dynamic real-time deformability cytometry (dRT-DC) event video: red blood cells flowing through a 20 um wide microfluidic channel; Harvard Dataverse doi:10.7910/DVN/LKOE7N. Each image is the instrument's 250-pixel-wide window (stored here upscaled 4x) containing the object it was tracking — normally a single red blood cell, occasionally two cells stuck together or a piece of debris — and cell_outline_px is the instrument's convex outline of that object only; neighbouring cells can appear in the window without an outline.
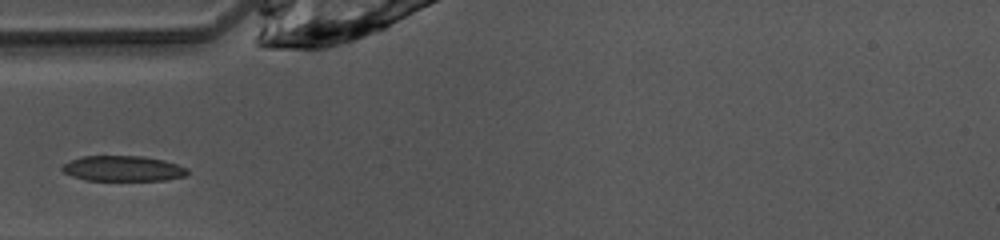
{"species": "common noctule bat (a hibernating species)", "species_latin": "Nyctalus noctula", "temperature_condition": "warm", "stored_images_in_passage": 7, "camera_frame_rate_fps": 3000, "um_per_image_px": 0.085, "animal": {"sex": "female", "body_mass_g": 10.0, "forearm_length_mm": 53.1}, "frame": {"image": 1, "passage_image": 1, "time_ms": 0.0, "image_size_px": [1000, 240], "cell_outline_px": [[188, 172], [184, 176], [164, 180], [84, 180], [72, 176], [64, 172], [60, 168], [64, 164], [72, 160], [84, 156], [144, 156], [164, 160], [188, 168]], "centroid_in_image_um": [10.45, 14.32], "position_along_channel_um": 74.5, "area_um2": 18.44}}